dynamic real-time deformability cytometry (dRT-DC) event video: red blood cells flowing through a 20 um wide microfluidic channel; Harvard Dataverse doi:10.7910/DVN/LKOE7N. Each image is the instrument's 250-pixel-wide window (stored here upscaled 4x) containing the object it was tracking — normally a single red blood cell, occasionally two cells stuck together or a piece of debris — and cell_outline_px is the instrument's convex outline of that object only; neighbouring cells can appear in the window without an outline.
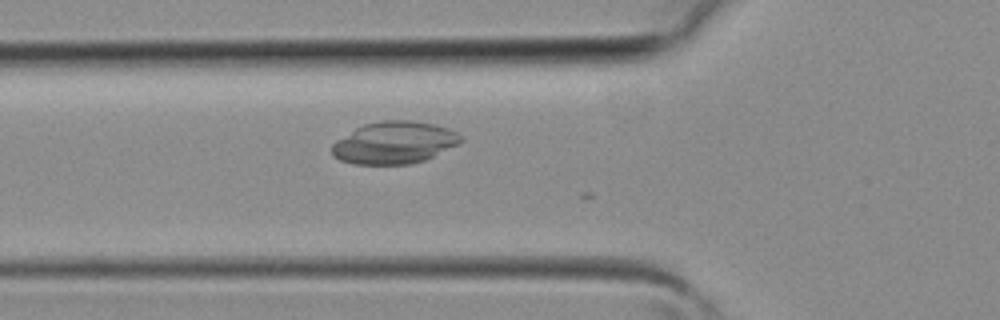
{"species": "common noctule bat (a hibernating species)", "species_latin": "Nyctalus noctula", "temperature_condition": "room temperature", "stored_images_in_passage": 8, "camera_frame_rate_fps": 3000, "um_per_image_px": 0.085, "animal": {"sex": "female", "body_mass_g": 19.3, "forearm_length_mm": 54.1}, "frame": {"image": 1, "passage_image": 6, "time_ms": 1.667, "image_size_px": [1000, 320], "cell_outline_px": [[464, 140], [460, 144], [424, 160], [412, 164], [352, 164], [340, 160], [332, 156], [332, 144], [336, 140], [356, 128], [364, 124], [380, 120], [412, 120], [436, 124], [448, 128], [456, 132]], "centroid_in_image_um": [33.52, 12.12], "position_along_channel_um": 92.3, "area_um2": 31.91}}